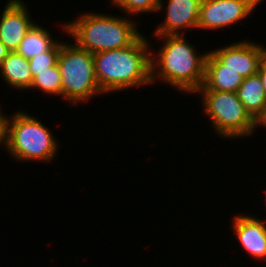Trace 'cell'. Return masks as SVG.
<instances>
[{
	"label": "cell",
	"mask_w": 266,
	"mask_h": 267,
	"mask_svg": "<svg viewBox=\"0 0 266 267\" xmlns=\"http://www.w3.org/2000/svg\"><path fill=\"white\" fill-rule=\"evenodd\" d=\"M143 34L126 48L93 54L95 75L101 91L119 92L152 85L149 40Z\"/></svg>",
	"instance_id": "1"
},
{
	"label": "cell",
	"mask_w": 266,
	"mask_h": 267,
	"mask_svg": "<svg viewBox=\"0 0 266 267\" xmlns=\"http://www.w3.org/2000/svg\"><path fill=\"white\" fill-rule=\"evenodd\" d=\"M157 37L164 42L158 53H154L156 55L151 54L152 84L158 79L183 93H196L204 81L208 52L203 55L196 52V47L187 42L183 31L181 35Z\"/></svg>",
	"instance_id": "2"
},
{
	"label": "cell",
	"mask_w": 266,
	"mask_h": 267,
	"mask_svg": "<svg viewBox=\"0 0 266 267\" xmlns=\"http://www.w3.org/2000/svg\"><path fill=\"white\" fill-rule=\"evenodd\" d=\"M133 22L134 19L112 14L84 12L61 26L78 47L95 54L132 45L142 35Z\"/></svg>",
	"instance_id": "3"
},
{
	"label": "cell",
	"mask_w": 266,
	"mask_h": 267,
	"mask_svg": "<svg viewBox=\"0 0 266 267\" xmlns=\"http://www.w3.org/2000/svg\"><path fill=\"white\" fill-rule=\"evenodd\" d=\"M56 140L46 125L25 111L7 118L5 150L19 162H51L59 147Z\"/></svg>",
	"instance_id": "4"
},
{
	"label": "cell",
	"mask_w": 266,
	"mask_h": 267,
	"mask_svg": "<svg viewBox=\"0 0 266 267\" xmlns=\"http://www.w3.org/2000/svg\"><path fill=\"white\" fill-rule=\"evenodd\" d=\"M73 44L61 41L57 65L62 76V99L76 105L104 93L96 79L93 54Z\"/></svg>",
	"instance_id": "5"
},
{
	"label": "cell",
	"mask_w": 266,
	"mask_h": 267,
	"mask_svg": "<svg viewBox=\"0 0 266 267\" xmlns=\"http://www.w3.org/2000/svg\"><path fill=\"white\" fill-rule=\"evenodd\" d=\"M197 93L201 95L203 110L219 137L234 139L253 134L254 119L245 110L236 92L197 90Z\"/></svg>",
	"instance_id": "6"
},
{
	"label": "cell",
	"mask_w": 266,
	"mask_h": 267,
	"mask_svg": "<svg viewBox=\"0 0 266 267\" xmlns=\"http://www.w3.org/2000/svg\"><path fill=\"white\" fill-rule=\"evenodd\" d=\"M263 0H202L198 30L230 27L248 17Z\"/></svg>",
	"instance_id": "7"
},
{
	"label": "cell",
	"mask_w": 266,
	"mask_h": 267,
	"mask_svg": "<svg viewBox=\"0 0 266 267\" xmlns=\"http://www.w3.org/2000/svg\"><path fill=\"white\" fill-rule=\"evenodd\" d=\"M228 69L243 78L256 75L263 62V47L250 41H238L210 51Z\"/></svg>",
	"instance_id": "8"
},
{
	"label": "cell",
	"mask_w": 266,
	"mask_h": 267,
	"mask_svg": "<svg viewBox=\"0 0 266 267\" xmlns=\"http://www.w3.org/2000/svg\"><path fill=\"white\" fill-rule=\"evenodd\" d=\"M164 2L159 1L158 11L166 7L165 20L152 35H181L179 31L182 28L183 31L187 28L197 29L202 0H167V5Z\"/></svg>",
	"instance_id": "9"
},
{
	"label": "cell",
	"mask_w": 266,
	"mask_h": 267,
	"mask_svg": "<svg viewBox=\"0 0 266 267\" xmlns=\"http://www.w3.org/2000/svg\"><path fill=\"white\" fill-rule=\"evenodd\" d=\"M29 15L22 0L7 1L0 17V41L10 52L18 49L26 33L35 23Z\"/></svg>",
	"instance_id": "10"
},
{
	"label": "cell",
	"mask_w": 266,
	"mask_h": 267,
	"mask_svg": "<svg viewBox=\"0 0 266 267\" xmlns=\"http://www.w3.org/2000/svg\"><path fill=\"white\" fill-rule=\"evenodd\" d=\"M232 230L242 248L251 257L266 262V221L251 215L232 218Z\"/></svg>",
	"instance_id": "11"
},
{
	"label": "cell",
	"mask_w": 266,
	"mask_h": 267,
	"mask_svg": "<svg viewBox=\"0 0 266 267\" xmlns=\"http://www.w3.org/2000/svg\"><path fill=\"white\" fill-rule=\"evenodd\" d=\"M243 79L208 51L205 60L204 81L198 90L237 92Z\"/></svg>",
	"instance_id": "12"
},
{
	"label": "cell",
	"mask_w": 266,
	"mask_h": 267,
	"mask_svg": "<svg viewBox=\"0 0 266 267\" xmlns=\"http://www.w3.org/2000/svg\"><path fill=\"white\" fill-rule=\"evenodd\" d=\"M0 74L6 84L11 88L30 90L33 77L30 71L28 59L16 51L9 52L0 67Z\"/></svg>",
	"instance_id": "13"
},
{
	"label": "cell",
	"mask_w": 266,
	"mask_h": 267,
	"mask_svg": "<svg viewBox=\"0 0 266 267\" xmlns=\"http://www.w3.org/2000/svg\"><path fill=\"white\" fill-rule=\"evenodd\" d=\"M236 93L253 119L266 105V94L258 74L244 78Z\"/></svg>",
	"instance_id": "14"
},
{
	"label": "cell",
	"mask_w": 266,
	"mask_h": 267,
	"mask_svg": "<svg viewBox=\"0 0 266 267\" xmlns=\"http://www.w3.org/2000/svg\"><path fill=\"white\" fill-rule=\"evenodd\" d=\"M57 40L53 39L51 33L42 26L34 23L19 44L16 52L26 59H30L40 53L49 51Z\"/></svg>",
	"instance_id": "15"
},
{
	"label": "cell",
	"mask_w": 266,
	"mask_h": 267,
	"mask_svg": "<svg viewBox=\"0 0 266 267\" xmlns=\"http://www.w3.org/2000/svg\"><path fill=\"white\" fill-rule=\"evenodd\" d=\"M33 81L30 89L42 90L48 95L62 97V76L58 65L47 68L43 71H31Z\"/></svg>",
	"instance_id": "16"
},
{
	"label": "cell",
	"mask_w": 266,
	"mask_h": 267,
	"mask_svg": "<svg viewBox=\"0 0 266 267\" xmlns=\"http://www.w3.org/2000/svg\"><path fill=\"white\" fill-rule=\"evenodd\" d=\"M115 7L122 9L127 16L132 14L158 12L160 0H110Z\"/></svg>",
	"instance_id": "17"
},
{
	"label": "cell",
	"mask_w": 266,
	"mask_h": 267,
	"mask_svg": "<svg viewBox=\"0 0 266 267\" xmlns=\"http://www.w3.org/2000/svg\"><path fill=\"white\" fill-rule=\"evenodd\" d=\"M61 48V41L57 42L49 51L40 53L30 59V71H43L57 65Z\"/></svg>",
	"instance_id": "18"
},
{
	"label": "cell",
	"mask_w": 266,
	"mask_h": 267,
	"mask_svg": "<svg viewBox=\"0 0 266 267\" xmlns=\"http://www.w3.org/2000/svg\"><path fill=\"white\" fill-rule=\"evenodd\" d=\"M9 116L4 114L0 108V146L6 148V135H7V118Z\"/></svg>",
	"instance_id": "19"
},
{
	"label": "cell",
	"mask_w": 266,
	"mask_h": 267,
	"mask_svg": "<svg viewBox=\"0 0 266 267\" xmlns=\"http://www.w3.org/2000/svg\"><path fill=\"white\" fill-rule=\"evenodd\" d=\"M263 126L266 128V105L261 112L254 118V132L257 127Z\"/></svg>",
	"instance_id": "20"
},
{
	"label": "cell",
	"mask_w": 266,
	"mask_h": 267,
	"mask_svg": "<svg viewBox=\"0 0 266 267\" xmlns=\"http://www.w3.org/2000/svg\"><path fill=\"white\" fill-rule=\"evenodd\" d=\"M257 74L261 78L263 88L266 94V63L264 61L260 64Z\"/></svg>",
	"instance_id": "21"
},
{
	"label": "cell",
	"mask_w": 266,
	"mask_h": 267,
	"mask_svg": "<svg viewBox=\"0 0 266 267\" xmlns=\"http://www.w3.org/2000/svg\"><path fill=\"white\" fill-rule=\"evenodd\" d=\"M10 51L7 47L0 41V67L2 65L3 60L7 57Z\"/></svg>",
	"instance_id": "22"
},
{
	"label": "cell",
	"mask_w": 266,
	"mask_h": 267,
	"mask_svg": "<svg viewBox=\"0 0 266 267\" xmlns=\"http://www.w3.org/2000/svg\"><path fill=\"white\" fill-rule=\"evenodd\" d=\"M263 61L266 63V48L263 46Z\"/></svg>",
	"instance_id": "23"
}]
</instances>
